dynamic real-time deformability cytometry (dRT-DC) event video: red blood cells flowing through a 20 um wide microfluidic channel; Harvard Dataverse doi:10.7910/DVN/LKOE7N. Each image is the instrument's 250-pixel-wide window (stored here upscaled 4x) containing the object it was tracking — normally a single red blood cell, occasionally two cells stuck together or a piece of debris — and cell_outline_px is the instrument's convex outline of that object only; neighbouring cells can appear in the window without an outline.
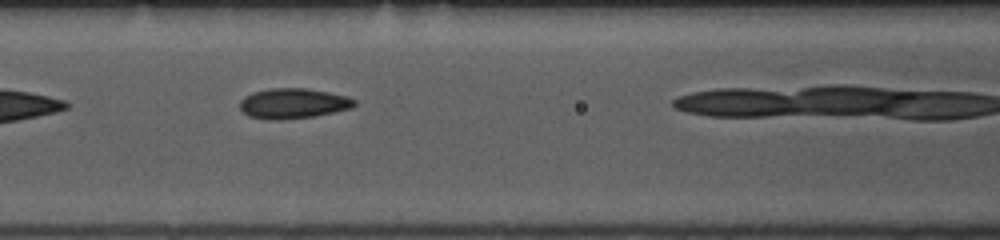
{"species": "common noctule bat (a hibernating species)", "species_latin": "Nyctalus noctula", "temperature_condition": "room temperature", "stored_images_in_passage": 15, "camera_frame_rate_fps": 3000, "um_per_image_px": 0.085, "animal": {"sex": "female", "body_mass_g": 10.0, "forearm_length_mm": 53.1}, "frame": {"image": 1, "passage_image": 5, "time_ms": 1.333, "image_size_px": [1000, 240], "cell_outline_px": [[356, 104], [352, 108], [312, 116], [280, 120], [276, 120], [248, 116], [240, 108], [240, 100], [244, 96], [252, 92], [268, 88], [308, 88], [348, 96], [356, 100]], "centroid_in_image_um": [24.91, 8.77], "position_along_channel_um": 141.7, "area_um2": 20.17}}